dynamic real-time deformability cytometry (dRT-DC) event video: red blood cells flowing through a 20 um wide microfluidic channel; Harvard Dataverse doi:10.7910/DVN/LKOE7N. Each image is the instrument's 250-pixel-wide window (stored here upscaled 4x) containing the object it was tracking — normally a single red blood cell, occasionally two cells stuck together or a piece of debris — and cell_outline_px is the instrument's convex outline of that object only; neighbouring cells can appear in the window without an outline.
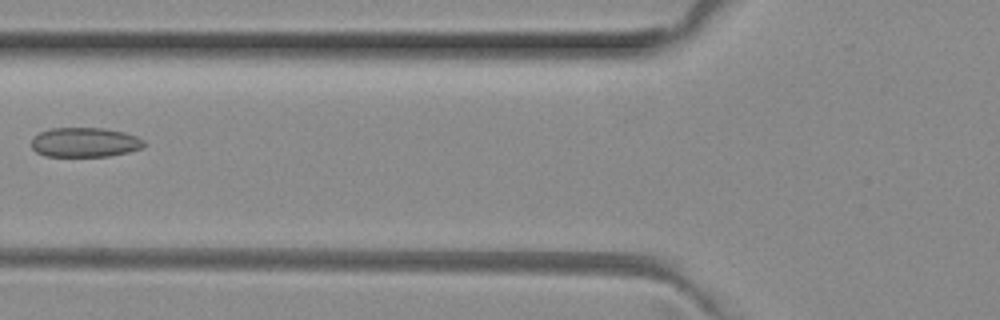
{"species": "common noctule bat (a hibernating species)", "species_latin": "Nyctalus noctula", "temperature_condition": "room temperature", "stored_images_in_passage": 6, "camera_frame_rate_fps": 3000, "um_per_image_px": 0.085, "animal": {"sex": "female", "body_mass_g": 29.2, "forearm_length_mm": 56.3}, "frame": {"image": 1, "passage_image": 5, "time_ms": 1.333, "image_size_px": [1000, 320], "cell_outline_px": [[144, 148], [128, 152], [108, 156], [44, 156], [36, 152], [32, 148], [32, 140], [40, 132], [52, 128], [104, 128], [124, 132], [136, 136], [144, 140]], "centroid_in_image_um": [7.23, 12.1], "position_along_channel_um": 118.6, "area_um2": 19.36}}
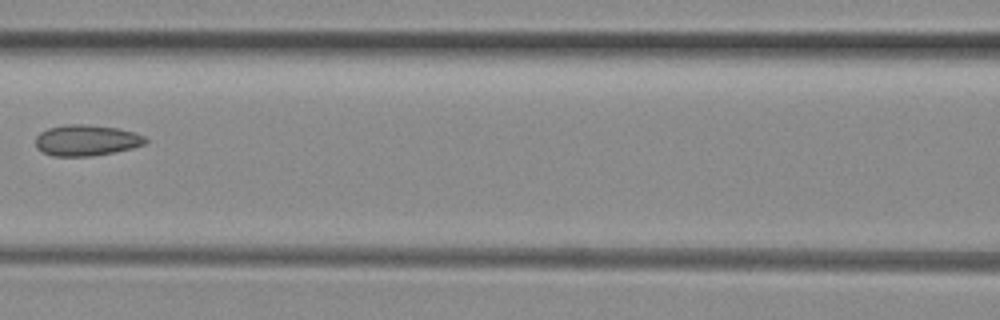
{"frame": {"image": 2, "passage_image": 6, "time_ms": 1.667, "image_size_px": [1000, 320], "cell_outline_px": [[148, 140], [144, 144], [132, 148], [92, 156], [52, 156], [36, 148], [36, 136], [40, 132], [48, 128], [64, 124], [88, 124], [120, 128], [136, 132], [144, 136]], "centroid_in_image_um": [7.35, 11.91], "position_along_channel_um": 159.3, "area_um2": 20.0}}